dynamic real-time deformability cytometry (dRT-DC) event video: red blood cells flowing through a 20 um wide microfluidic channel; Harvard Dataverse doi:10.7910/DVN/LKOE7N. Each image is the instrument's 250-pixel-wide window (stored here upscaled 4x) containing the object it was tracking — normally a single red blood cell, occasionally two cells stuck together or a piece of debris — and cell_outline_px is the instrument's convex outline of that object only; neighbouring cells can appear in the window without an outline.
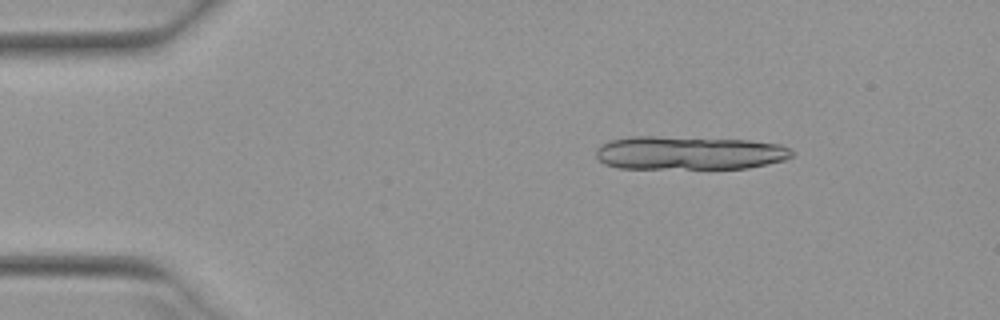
{"species": "Egyptian fruit bat (a non-hibernating species)", "species_latin": "Rousettus aegyptiacus", "temperature_condition": "warm", "stored_images_in_passage": 14, "camera_frame_rate_fps": 3000, "um_per_image_px": 0.085, "animal": {"sex": "female"}, "frame": {"image": 1, "passage_image": 7, "time_ms": 2.0, "image_size_px": [1000, 320], "cell_outline_px": [[796, 152], [792, 156], [784, 160], [768, 164], [748, 168], [620, 168], [604, 164], [596, 156], [596, 148], [600, 144], [608, 140], [628, 136], [656, 136], [752, 140], [780, 144]], "centroid_in_image_um": [58.57, 12.98], "position_along_channel_um": 26.4, "area_um2": 38.67}}